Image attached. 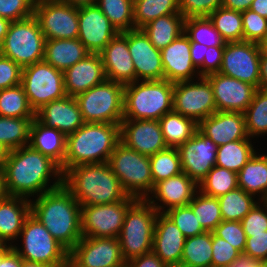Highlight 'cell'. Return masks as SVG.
I'll return each instance as SVG.
<instances>
[{
  "mask_svg": "<svg viewBox=\"0 0 267 267\" xmlns=\"http://www.w3.org/2000/svg\"><path fill=\"white\" fill-rule=\"evenodd\" d=\"M4 178L8 196L27 199H33L63 184L60 166L29 145L9 151L4 165Z\"/></svg>",
  "mask_w": 267,
  "mask_h": 267,
  "instance_id": "cell-1",
  "label": "cell"
},
{
  "mask_svg": "<svg viewBox=\"0 0 267 267\" xmlns=\"http://www.w3.org/2000/svg\"><path fill=\"white\" fill-rule=\"evenodd\" d=\"M30 213L68 252L82 238L81 206L63 184L30 199Z\"/></svg>",
  "mask_w": 267,
  "mask_h": 267,
  "instance_id": "cell-2",
  "label": "cell"
},
{
  "mask_svg": "<svg viewBox=\"0 0 267 267\" xmlns=\"http://www.w3.org/2000/svg\"><path fill=\"white\" fill-rule=\"evenodd\" d=\"M63 185L81 207L111 204L129 197L108 162L69 168L63 174Z\"/></svg>",
  "mask_w": 267,
  "mask_h": 267,
  "instance_id": "cell-3",
  "label": "cell"
},
{
  "mask_svg": "<svg viewBox=\"0 0 267 267\" xmlns=\"http://www.w3.org/2000/svg\"><path fill=\"white\" fill-rule=\"evenodd\" d=\"M119 142V124L84 123L66 136L65 160L60 169L64 174L73 166L108 162Z\"/></svg>",
  "mask_w": 267,
  "mask_h": 267,
  "instance_id": "cell-4",
  "label": "cell"
},
{
  "mask_svg": "<svg viewBox=\"0 0 267 267\" xmlns=\"http://www.w3.org/2000/svg\"><path fill=\"white\" fill-rule=\"evenodd\" d=\"M173 88L174 83L165 79L124 85L123 119L159 120L173 111Z\"/></svg>",
  "mask_w": 267,
  "mask_h": 267,
  "instance_id": "cell-5",
  "label": "cell"
},
{
  "mask_svg": "<svg viewBox=\"0 0 267 267\" xmlns=\"http://www.w3.org/2000/svg\"><path fill=\"white\" fill-rule=\"evenodd\" d=\"M157 214L158 211L147 200L139 199L126 211L118 236L126 262L152 251Z\"/></svg>",
  "mask_w": 267,
  "mask_h": 267,
  "instance_id": "cell-6",
  "label": "cell"
},
{
  "mask_svg": "<svg viewBox=\"0 0 267 267\" xmlns=\"http://www.w3.org/2000/svg\"><path fill=\"white\" fill-rule=\"evenodd\" d=\"M17 242L11 246L23 260L41 263L48 267H61L69 252L59 243L45 226L31 213L26 217Z\"/></svg>",
  "mask_w": 267,
  "mask_h": 267,
  "instance_id": "cell-7",
  "label": "cell"
},
{
  "mask_svg": "<svg viewBox=\"0 0 267 267\" xmlns=\"http://www.w3.org/2000/svg\"><path fill=\"white\" fill-rule=\"evenodd\" d=\"M108 164L129 196L146 200L152 193L153 178L148 156L119 142L110 155Z\"/></svg>",
  "mask_w": 267,
  "mask_h": 267,
  "instance_id": "cell-8",
  "label": "cell"
},
{
  "mask_svg": "<svg viewBox=\"0 0 267 267\" xmlns=\"http://www.w3.org/2000/svg\"><path fill=\"white\" fill-rule=\"evenodd\" d=\"M45 41L40 24L34 15L12 21L0 47V55L24 68L43 61Z\"/></svg>",
  "mask_w": 267,
  "mask_h": 267,
  "instance_id": "cell-9",
  "label": "cell"
},
{
  "mask_svg": "<svg viewBox=\"0 0 267 267\" xmlns=\"http://www.w3.org/2000/svg\"><path fill=\"white\" fill-rule=\"evenodd\" d=\"M85 123L121 124L124 85L105 80L76 97Z\"/></svg>",
  "mask_w": 267,
  "mask_h": 267,
  "instance_id": "cell-10",
  "label": "cell"
},
{
  "mask_svg": "<svg viewBox=\"0 0 267 267\" xmlns=\"http://www.w3.org/2000/svg\"><path fill=\"white\" fill-rule=\"evenodd\" d=\"M21 85L35 113L53 100L67 96L63 71L44 60L23 68Z\"/></svg>",
  "mask_w": 267,
  "mask_h": 267,
  "instance_id": "cell-11",
  "label": "cell"
},
{
  "mask_svg": "<svg viewBox=\"0 0 267 267\" xmlns=\"http://www.w3.org/2000/svg\"><path fill=\"white\" fill-rule=\"evenodd\" d=\"M173 111L197 124L217 111L213 90L205 77L179 81L173 88Z\"/></svg>",
  "mask_w": 267,
  "mask_h": 267,
  "instance_id": "cell-12",
  "label": "cell"
},
{
  "mask_svg": "<svg viewBox=\"0 0 267 267\" xmlns=\"http://www.w3.org/2000/svg\"><path fill=\"white\" fill-rule=\"evenodd\" d=\"M136 200L129 196L111 204L82 206V237L118 238L126 211Z\"/></svg>",
  "mask_w": 267,
  "mask_h": 267,
  "instance_id": "cell-13",
  "label": "cell"
},
{
  "mask_svg": "<svg viewBox=\"0 0 267 267\" xmlns=\"http://www.w3.org/2000/svg\"><path fill=\"white\" fill-rule=\"evenodd\" d=\"M34 16L46 40L78 37V7L58 0H36Z\"/></svg>",
  "mask_w": 267,
  "mask_h": 267,
  "instance_id": "cell-14",
  "label": "cell"
},
{
  "mask_svg": "<svg viewBox=\"0 0 267 267\" xmlns=\"http://www.w3.org/2000/svg\"><path fill=\"white\" fill-rule=\"evenodd\" d=\"M260 44L242 41L225 42L220 74L260 86Z\"/></svg>",
  "mask_w": 267,
  "mask_h": 267,
  "instance_id": "cell-15",
  "label": "cell"
},
{
  "mask_svg": "<svg viewBox=\"0 0 267 267\" xmlns=\"http://www.w3.org/2000/svg\"><path fill=\"white\" fill-rule=\"evenodd\" d=\"M69 257L80 267H126L118 238L82 237Z\"/></svg>",
  "mask_w": 267,
  "mask_h": 267,
  "instance_id": "cell-16",
  "label": "cell"
},
{
  "mask_svg": "<svg viewBox=\"0 0 267 267\" xmlns=\"http://www.w3.org/2000/svg\"><path fill=\"white\" fill-rule=\"evenodd\" d=\"M218 146L199 129L178 147L182 172L199 184L215 166Z\"/></svg>",
  "mask_w": 267,
  "mask_h": 267,
  "instance_id": "cell-17",
  "label": "cell"
},
{
  "mask_svg": "<svg viewBox=\"0 0 267 267\" xmlns=\"http://www.w3.org/2000/svg\"><path fill=\"white\" fill-rule=\"evenodd\" d=\"M78 39L92 54H99L120 32L95 5L78 7Z\"/></svg>",
  "mask_w": 267,
  "mask_h": 267,
  "instance_id": "cell-18",
  "label": "cell"
},
{
  "mask_svg": "<svg viewBox=\"0 0 267 267\" xmlns=\"http://www.w3.org/2000/svg\"><path fill=\"white\" fill-rule=\"evenodd\" d=\"M128 49L135 69V81L164 80L161 50L153 46L142 29L128 31Z\"/></svg>",
  "mask_w": 267,
  "mask_h": 267,
  "instance_id": "cell-19",
  "label": "cell"
},
{
  "mask_svg": "<svg viewBox=\"0 0 267 267\" xmlns=\"http://www.w3.org/2000/svg\"><path fill=\"white\" fill-rule=\"evenodd\" d=\"M120 142L148 157L168 148L158 120L123 119L120 124Z\"/></svg>",
  "mask_w": 267,
  "mask_h": 267,
  "instance_id": "cell-20",
  "label": "cell"
},
{
  "mask_svg": "<svg viewBox=\"0 0 267 267\" xmlns=\"http://www.w3.org/2000/svg\"><path fill=\"white\" fill-rule=\"evenodd\" d=\"M205 78L211 84L217 111L244 113L257 90L247 82L219 72L207 75Z\"/></svg>",
  "mask_w": 267,
  "mask_h": 267,
  "instance_id": "cell-21",
  "label": "cell"
},
{
  "mask_svg": "<svg viewBox=\"0 0 267 267\" xmlns=\"http://www.w3.org/2000/svg\"><path fill=\"white\" fill-rule=\"evenodd\" d=\"M198 190V184L181 172L156 183L146 200L159 213H164L174 207L187 206Z\"/></svg>",
  "mask_w": 267,
  "mask_h": 267,
  "instance_id": "cell-22",
  "label": "cell"
},
{
  "mask_svg": "<svg viewBox=\"0 0 267 267\" xmlns=\"http://www.w3.org/2000/svg\"><path fill=\"white\" fill-rule=\"evenodd\" d=\"M99 54L107 80L123 85L135 81V69L128 49V31L120 32Z\"/></svg>",
  "mask_w": 267,
  "mask_h": 267,
  "instance_id": "cell-23",
  "label": "cell"
},
{
  "mask_svg": "<svg viewBox=\"0 0 267 267\" xmlns=\"http://www.w3.org/2000/svg\"><path fill=\"white\" fill-rule=\"evenodd\" d=\"M161 57L165 80L175 83L200 78L191 59L190 38L185 32L161 50Z\"/></svg>",
  "mask_w": 267,
  "mask_h": 267,
  "instance_id": "cell-24",
  "label": "cell"
},
{
  "mask_svg": "<svg viewBox=\"0 0 267 267\" xmlns=\"http://www.w3.org/2000/svg\"><path fill=\"white\" fill-rule=\"evenodd\" d=\"M198 129L217 146L236 140H253L246 131L244 113L216 111L198 124Z\"/></svg>",
  "mask_w": 267,
  "mask_h": 267,
  "instance_id": "cell-25",
  "label": "cell"
},
{
  "mask_svg": "<svg viewBox=\"0 0 267 267\" xmlns=\"http://www.w3.org/2000/svg\"><path fill=\"white\" fill-rule=\"evenodd\" d=\"M35 118L65 136L74 133L85 123L76 98L68 95L44 105L36 112Z\"/></svg>",
  "mask_w": 267,
  "mask_h": 267,
  "instance_id": "cell-26",
  "label": "cell"
},
{
  "mask_svg": "<svg viewBox=\"0 0 267 267\" xmlns=\"http://www.w3.org/2000/svg\"><path fill=\"white\" fill-rule=\"evenodd\" d=\"M63 74L66 95L71 97H76L106 80L100 54L89 53L83 60L66 69Z\"/></svg>",
  "mask_w": 267,
  "mask_h": 267,
  "instance_id": "cell-27",
  "label": "cell"
},
{
  "mask_svg": "<svg viewBox=\"0 0 267 267\" xmlns=\"http://www.w3.org/2000/svg\"><path fill=\"white\" fill-rule=\"evenodd\" d=\"M186 238L165 214L156 217L152 251L166 265H180Z\"/></svg>",
  "mask_w": 267,
  "mask_h": 267,
  "instance_id": "cell-28",
  "label": "cell"
},
{
  "mask_svg": "<svg viewBox=\"0 0 267 267\" xmlns=\"http://www.w3.org/2000/svg\"><path fill=\"white\" fill-rule=\"evenodd\" d=\"M29 214L30 199L8 195L0 199V236L9 247L18 240Z\"/></svg>",
  "mask_w": 267,
  "mask_h": 267,
  "instance_id": "cell-29",
  "label": "cell"
},
{
  "mask_svg": "<svg viewBox=\"0 0 267 267\" xmlns=\"http://www.w3.org/2000/svg\"><path fill=\"white\" fill-rule=\"evenodd\" d=\"M28 145L43 155L50 157L59 166L64 163L66 136L55 128H49L36 118L32 120Z\"/></svg>",
  "mask_w": 267,
  "mask_h": 267,
  "instance_id": "cell-30",
  "label": "cell"
},
{
  "mask_svg": "<svg viewBox=\"0 0 267 267\" xmlns=\"http://www.w3.org/2000/svg\"><path fill=\"white\" fill-rule=\"evenodd\" d=\"M88 54L89 52L78 38L46 40L43 60L64 72Z\"/></svg>",
  "mask_w": 267,
  "mask_h": 267,
  "instance_id": "cell-31",
  "label": "cell"
},
{
  "mask_svg": "<svg viewBox=\"0 0 267 267\" xmlns=\"http://www.w3.org/2000/svg\"><path fill=\"white\" fill-rule=\"evenodd\" d=\"M261 153L256 151L237 173L238 187L258 200H267V154Z\"/></svg>",
  "mask_w": 267,
  "mask_h": 267,
  "instance_id": "cell-32",
  "label": "cell"
},
{
  "mask_svg": "<svg viewBox=\"0 0 267 267\" xmlns=\"http://www.w3.org/2000/svg\"><path fill=\"white\" fill-rule=\"evenodd\" d=\"M185 18L180 13L158 17L141 29L149 37L153 46L162 50L184 32Z\"/></svg>",
  "mask_w": 267,
  "mask_h": 267,
  "instance_id": "cell-33",
  "label": "cell"
},
{
  "mask_svg": "<svg viewBox=\"0 0 267 267\" xmlns=\"http://www.w3.org/2000/svg\"><path fill=\"white\" fill-rule=\"evenodd\" d=\"M158 121L165 144L170 148L184 144L198 129V124L193 119L175 111L164 114Z\"/></svg>",
  "mask_w": 267,
  "mask_h": 267,
  "instance_id": "cell-34",
  "label": "cell"
},
{
  "mask_svg": "<svg viewBox=\"0 0 267 267\" xmlns=\"http://www.w3.org/2000/svg\"><path fill=\"white\" fill-rule=\"evenodd\" d=\"M252 142L236 140L218 146L215 165L238 173L257 151Z\"/></svg>",
  "mask_w": 267,
  "mask_h": 267,
  "instance_id": "cell-35",
  "label": "cell"
},
{
  "mask_svg": "<svg viewBox=\"0 0 267 267\" xmlns=\"http://www.w3.org/2000/svg\"><path fill=\"white\" fill-rule=\"evenodd\" d=\"M180 265L212 267V232L186 238Z\"/></svg>",
  "mask_w": 267,
  "mask_h": 267,
  "instance_id": "cell-36",
  "label": "cell"
},
{
  "mask_svg": "<svg viewBox=\"0 0 267 267\" xmlns=\"http://www.w3.org/2000/svg\"><path fill=\"white\" fill-rule=\"evenodd\" d=\"M179 12V0H133L134 29L158 17Z\"/></svg>",
  "mask_w": 267,
  "mask_h": 267,
  "instance_id": "cell-37",
  "label": "cell"
},
{
  "mask_svg": "<svg viewBox=\"0 0 267 267\" xmlns=\"http://www.w3.org/2000/svg\"><path fill=\"white\" fill-rule=\"evenodd\" d=\"M218 201L224 221H241L259 200L238 187L220 196Z\"/></svg>",
  "mask_w": 267,
  "mask_h": 267,
  "instance_id": "cell-38",
  "label": "cell"
},
{
  "mask_svg": "<svg viewBox=\"0 0 267 267\" xmlns=\"http://www.w3.org/2000/svg\"><path fill=\"white\" fill-rule=\"evenodd\" d=\"M249 138L267 136V90L257 89L252 102L244 112Z\"/></svg>",
  "mask_w": 267,
  "mask_h": 267,
  "instance_id": "cell-39",
  "label": "cell"
},
{
  "mask_svg": "<svg viewBox=\"0 0 267 267\" xmlns=\"http://www.w3.org/2000/svg\"><path fill=\"white\" fill-rule=\"evenodd\" d=\"M33 119L0 116V143L9 150L27 146Z\"/></svg>",
  "mask_w": 267,
  "mask_h": 267,
  "instance_id": "cell-40",
  "label": "cell"
},
{
  "mask_svg": "<svg viewBox=\"0 0 267 267\" xmlns=\"http://www.w3.org/2000/svg\"><path fill=\"white\" fill-rule=\"evenodd\" d=\"M0 116L12 118H35L23 86L17 85L0 90Z\"/></svg>",
  "mask_w": 267,
  "mask_h": 267,
  "instance_id": "cell-41",
  "label": "cell"
},
{
  "mask_svg": "<svg viewBox=\"0 0 267 267\" xmlns=\"http://www.w3.org/2000/svg\"><path fill=\"white\" fill-rule=\"evenodd\" d=\"M208 18L225 42L243 41L241 12L220 7L213 11Z\"/></svg>",
  "mask_w": 267,
  "mask_h": 267,
  "instance_id": "cell-42",
  "label": "cell"
},
{
  "mask_svg": "<svg viewBox=\"0 0 267 267\" xmlns=\"http://www.w3.org/2000/svg\"><path fill=\"white\" fill-rule=\"evenodd\" d=\"M188 205L206 232H213L223 221L217 197L205 195L198 190Z\"/></svg>",
  "mask_w": 267,
  "mask_h": 267,
  "instance_id": "cell-43",
  "label": "cell"
},
{
  "mask_svg": "<svg viewBox=\"0 0 267 267\" xmlns=\"http://www.w3.org/2000/svg\"><path fill=\"white\" fill-rule=\"evenodd\" d=\"M198 187L203 194L219 198L238 188L237 173L215 165Z\"/></svg>",
  "mask_w": 267,
  "mask_h": 267,
  "instance_id": "cell-44",
  "label": "cell"
},
{
  "mask_svg": "<svg viewBox=\"0 0 267 267\" xmlns=\"http://www.w3.org/2000/svg\"><path fill=\"white\" fill-rule=\"evenodd\" d=\"M96 5L119 32L134 29L133 0H97Z\"/></svg>",
  "mask_w": 267,
  "mask_h": 267,
  "instance_id": "cell-45",
  "label": "cell"
},
{
  "mask_svg": "<svg viewBox=\"0 0 267 267\" xmlns=\"http://www.w3.org/2000/svg\"><path fill=\"white\" fill-rule=\"evenodd\" d=\"M184 32L190 38V42L204 44L207 47L225 46V41L208 17L186 18Z\"/></svg>",
  "mask_w": 267,
  "mask_h": 267,
  "instance_id": "cell-46",
  "label": "cell"
},
{
  "mask_svg": "<svg viewBox=\"0 0 267 267\" xmlns=\"http://www.w3.org/2000/svg\"><path fill=\"white\" fill-rule=\"evenodd\" d=\"M153 188L161 180L176 176L182 172L178 148H170L157 152L149 157Z\"/></svg>",
  "mask_w": 267,
  "mask_h": 267,
  "instance_id": "cell-47",
  "label": "cell"
},
{
  "mask_svg": "<svg viewBox=\"0 0 267 267\" xmlns=\"http://www.w3.org/2000/svg\"><path fill=\"white\" fill-rule=\"evenodd\" d=\"M164 213L180 229L185 238L206 232L189 205L174 207Z\"/></svg>",
  "mask_w": 267,
  "mask_h": 267,
  "instance_id": "cell-48",
  "label": "cell"
},
{
  "mask_svg": "<svg viewBox=\"0 0 267 267\" xmlns=\"http://www.w3.org/2000/svg\"><path fill=\"white\" fill-rule=\"evenodd\" d=\"M243 41L260 44L267 37V19L248 9L241 12Z\"/></svg>",
  "mask_w": 267,
  "mask_h": 267,
  "instance_id": "cell-49",
  "label": "cell"
},
{
  "mask_svg": "<svg viewBox=\"0 0 267 267\" xmlns=\"http://www.w3.org/2000/svg\"><path fill=\"white\" fill-rule=\"evenodd\" d=\"M240 222L246 237L264 233L267 230V200H259Z\"/></svg>",
  "mask_w": 267,
  "mask_h": 267,
  "instance_id": "cell-50",
  "label": "cell"
},
{
  "mask_svg": "<svg viewBox=\"0 0 267 267\" xmlns=\"http://www.w3.org/2000/svg\"><path fill=\"white\" fill-rule=\"evenodd\" d=\"M213 233L226 240L240 253H243L246 246V234L240 221H222Z\"/></svg>",
  "mask_w": 267,
  "mask_h": 267,
  "instance_id": "cell-51",
  "label": "cell"
},
{
  "mask_svg": "<svg viewBox=\"0 0 267 267\" xmlns=\"http://www.w3.org/2000/svg\"><path fill=\"white\" fill-rule=\"evenodd\" d=\"M36 0H0V16L19 21L34 15Z\"/></svg>",
  "mask_w": 267,
  "mask_h": 267,
  "instance_id": "cell-52",
  "label": "cell"
},
{
  "mask_svg": "<svg viewBox=\"0 0 267 267\" xmlns=\"http://www.w3.org/2000/svg\"><path fill=\"white\" fill-rule=\"evenodd\" d=\"M223 0H179V12L184 18L208 17L222 7Z\"/></svg>",
  "mask_w": 267,
  "mask_h": 267,
  "instance_id": "cell-53",
  "label": "cell"
},
{
  "mask_svg": "<svg viewBox=\"0 0 267 267\" xmlns=\"http://www.w3.org/2000/svg\"><path fill=\"white\" fill-rule=\"evenodd\" d=\"M241 253L212 232V267H229Z\"/></svg>",
  "mask_w": 267,
  "mask_h": 267,
  "instance_id": "cell-54",
  "label": "cell"
},
{
  "mask_svg": "<svg viewBox=\"0 0 267 267\" xmlns=\"http://www.w3.org/2000/svg\"><path fill=\"white\" fill-rule=\"evenodd\" d=\"M22 70L16 62L0 55V90L20 85Z\"/></svg>",
  "mask_w": 267,
  "mask_h": 267,
  "instance_id": "cell-55",
  "label": "cell"
},
{
  "mask_svg": "<svg viewBox=\"0 0 267 267\" xmlns=\"http://www.w3.org/2000/svg\"><path fill=\"white\" fill-rule=\"evenodd\" d=\"M244 254L260 263H267V230L247 237Z\"/></svg>",
  "mask_w": 267,
  "mask_h": 267,
  "instance_id": "cell-56",
  "label": "cell"
},
{
  "mask_svg": "<svg viewBox=\"0 0 267 267\" xmlns=\"http://www.w3.org/2000/svg\"><path fill=\"white\" fill-rule=\"evenodd\" d=\"M224 48L225 46L208 47L203 64L198 68L200 77H206L220 71Z\"/></svg>",
  "mask_w": 267,
  "mask_h": 267,
  "instance_id": "cell-57",
  "label": "cell"
},
{
  "mask_svg": "<svg viewBox=\"0 0 267 267\" xmlns=\"http://www.w3.org/2000/svg\"><path fill=\"white\" fill-rule=\"evenodd\" d=\"M126 267H167V265L151 251L145 255L128 260Z\"/></svg>",
  "mask_w": 267,
  "mask_h": 267,
  "instance_id": "cell-58",
  "label": "cell"
},
{
  "mask_svg": "<svg viewBox=\"0 0 267 267\" xmlns=\"http://www.w3.org/2000/svg\"><path fill=\"white\" fill-rule=\"evenodd\" d=\"M22 260L12 247L0 250V267H21Z\"/></svg>",
  "mask_w": 267,
  "mask_h": 267,
  "instance_id": "cell-59",
  "label": "cell"
},
{
  "mask_svg": "<svg viewBox=\"0 0 267 267\" xmlns=\"http://www.w3.org/2000/svg\"><path fill=\"white\" fill-rule=\"evenodd\" d=\"M207 49L208 47L204 44L190 42L191 59L197 69L203 64L204 56L206 54Z\"/></svg>",
  "mask_w": 267,
  "mask_h": 267,
  "instance_id": "cell-60",
  "label": "cell"
},
{
  "mask_svg": "<svg viewBox=\"0 0 267 267\" xmlns=\"http://www.w3.org/2000/svg\"><path fill=\"white\" fill-rule=\"evenodd\" d=\"M229 267H267V263L257 262L248 255L241 253Z\"/></svg>",
  "mask_w": 267,
  "mask_h": 267,
  "instance_id": "cell-61",
  "label": "cell"
},
{
  "mask_svg": "<svg viewBox=\"0 0 267 267\" xmlns=\"http://www.w3.org/2000/svg\"><path fill=\"white\" fill-rule=\"evenodd\" d=\"M254 0H223L222 7L243 12L248 10L251 7V4Z\"/></svg>",
  "mask_w": 267,
  "mask_h": 267,
  "instance_id": "cell-62",
  "label": "cell"
},
{
  "mask_svg": "<svg viewBox=\"0 0 267 267\" xmlns=\"http://www.w3.org/2000/svg\"><path fill=\"white\" fill-rule=\"evenodd\" d=\"M260 86L259 89L267 90V57L261 52L260 57Z\"/></svg>",
  "mask_w": 267,
  "mask_h": 267,
  "instance_id": "cell-63",
  "label": "cell"
},
{
  "mask_svg": "<svg viewBox=\"0 0 267 267\" xmlns=\"http://www.w3.org/2000/svg\"><path fill=\"white\" fill-rule=\"evenodd\" d=\"M249 9L267 19V0H254Z\"/></svg>",
  "mask_w": 267,
  "mask_h": 267,
  "instance_id": "cell-64",
  "label": "cell"
},
{
  "mask_svg": "<svg viewBox=\"0 0 267 267\" xmlns=\"http://www.w3.org/2000/svg\"><path fill=\"white\" fill-rule=\"evenodd\" d=\"M11 21L0 16V47L4 41V38L8 32Z\"/></svg>",
  "mask_w": 267,
  "mask_h": 267,
  "instance_id": "cell-65",
  "label": "cell"
},
{
  "mask_svg": "<svg viewBox=\"0 0 267 267\" xmlns=\"http://www.w3.org/2000/svg\"><path fill=\"white\" fill-rule=\"evenodd\" d=\"M62 3L69 4L75 7L95 5L97 0H58Z\"/></svg>",
  "mask_w": 267,
  "mask_h": 267,
  "instance_id": "cell-66",
  "label": "cell"
},
{
  "mask_svg": "<svg viewBox=\"0 0 267 267\" xmlns=\"http://www.w3.org/2000/svg\"><path fill=\"white\" fill-rule=\"evenodd\" d=\"M9 151L10 150L6 146L0 143V167H4Z\"/></svg>",
  "mask_w": 267,
  "mask_h": 267,
  "instance_id": "cell-67",
  "label": "cell"
},
{
  "mask_svg": "<svg viewBox=\"0 0 267 267\" xmlns=\"http://www.w3.org/2000/svg\"><path fill=\"white\" fill-rule=\"evenodd\" d=\"M7 196L5 189L4 167H0V199Z\"/></svg>",
  "mask_w": 267,
  "mask_h": 267,
  "instance_id": "cell-68",
  "label": "cell"
},
{
  "mask_svg": "<svg viewBox=\"0 0 267 267\" xmlns=\"http://www.w3.org/2000/svg\"><path fill=\"white\" fill-rule=\"evenodd\" d=\"M21 267H48V266L43 265L41 263H36V262H33V261L22 260Z\"/></svg>",
  "mask_w": 267,
  "mask_h": 267,
  "instance_id": "cell-69",
  "label": "cell"
},
{
  "mask_svg": "<svg viewBox=\"0 0 267 267\" xmlns=\"http://www.w3.org/2000/svg\"><path fill=\"white\" fill-rule=\"evenodd\" d=\"M61 267H80L70 257L67 258L65 263Z\"/></svg>",
  "mask_w": 267,
  "mask_h": 267,
  "instance_id": "cell-70",
  "label": "cell"
},
{
  "mask_svg": "<svg viewBox=\"0 0 267 267\" xmlns=\"http://www.w3.org/2000/svg\"><path fill=\"white\" fill-rule=\"evenodd\" d=\"M261 52L267 57V37L260 43Z\"/></svg>",
  "mask_w": 267,
  "mask_h": 267,
  "instance_id": "cell-71",
  "label": "cell"
},
{
  "mask_svg": "<svg viewBox=\"0 0 267 267\" xmlns=\"http://www.w3.org/2000/svg\"><path fill=\"white\" fill-rule=\"evenodd\" d=\"M10 247L4 242V240L0 236V250L9 249Z\"/></svg>",
  "mask_w": 267,
  "mask_h": 267,
  "instance_id": "cell-72",
  "label": "cell"
},
{
  "mask_svg": "<svg viewBox=\"0 0 267 267\" xmlns=\"http://www.w3.org/2000/svg\"><path fill=\"white\" fill-rule=\"evenodd\" d=\"M167 267H184L182 265H167Z\"/></svg>",
  "mask_w": 267,
  "mask_h": 267,
  "instance_id": "cell-73",
  "label": "cell"
}]
</instances>
